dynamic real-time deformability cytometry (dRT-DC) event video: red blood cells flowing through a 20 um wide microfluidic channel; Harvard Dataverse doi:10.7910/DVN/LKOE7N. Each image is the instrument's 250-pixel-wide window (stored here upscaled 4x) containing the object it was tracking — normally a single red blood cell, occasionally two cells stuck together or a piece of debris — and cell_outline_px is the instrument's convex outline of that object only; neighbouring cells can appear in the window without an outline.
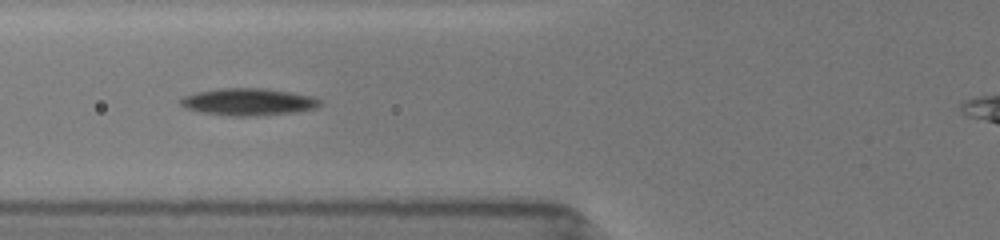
{"species": "common noctule bat (a hibernating species)", "species_latin": "Nyctalus noctula", "temperature_condition": "room temperature", "stored_images_in_passage": 17, "camera_frame_rate_fps": 3000, "um_per_image_px": 0.085, "animal": {"sex": "female", "body_mass_g": 19.5, "forearm_length_mm": 54.1}, "frame": {"image": 1, "passage_image": 8, "time_ms": 2.667, "image_size_px": [1000, 240], "cell_outline_px": [[320, 104], [316, 108], [296, 112], [256, 116], [232, 116], [200, 112], [188, 108], [180, 104], [180, 100], [184, 96], [196, 92], [220, 88], [264, 88], [292, 92], [312, 96], [320, 100]], "centroid_in_image_um": [21.12, 8.66], "position_along_channel_um": 104.7, "area_um2": 22.02}}
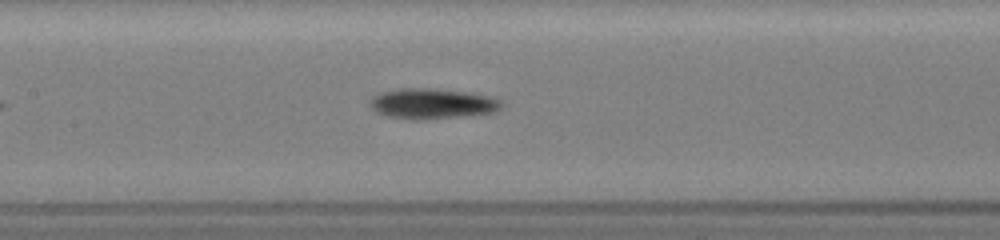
{"frame": {"image": 2, "passage_image": 12, "time_ms": 4.333, "image_size_px": [1000, 240], "cell_outline_px": [[504, 104], [496, 112], [424, 120], [412, 120], [388, 116], [376, 112], [368, 104], [372, 96], [380, 92], [400, 88], [432, 88], [496, 96]], "centroid_in_image_um": [36.73, 8.81], "position_along_channel_um": 170.7, "area_um2": 23.58}}